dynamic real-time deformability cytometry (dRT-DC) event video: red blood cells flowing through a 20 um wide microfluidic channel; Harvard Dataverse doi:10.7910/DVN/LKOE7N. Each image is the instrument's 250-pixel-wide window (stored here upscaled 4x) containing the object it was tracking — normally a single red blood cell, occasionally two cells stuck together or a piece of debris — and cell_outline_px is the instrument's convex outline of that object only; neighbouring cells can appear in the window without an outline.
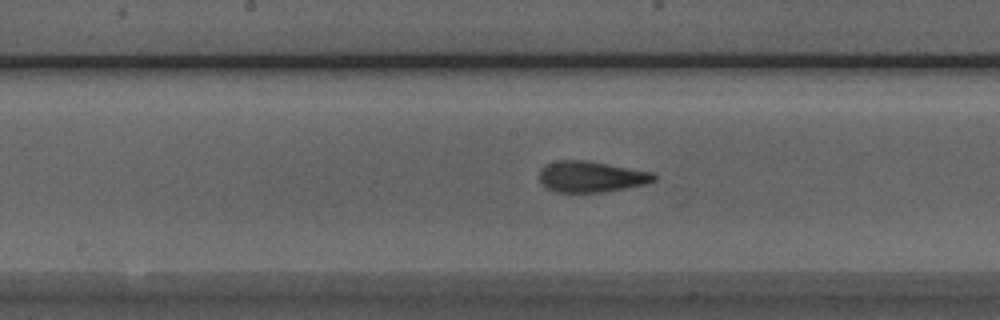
{"species": "Egyptian fruit bat (a non-hibernating species)", "species_latin": "Rousettus aegyptiacus", "temperature_condition": "room temperature", "stored_images_in_passage": 39, "camera_frame_rate_fps": 3000, "um_per_image_px": 0.085, "animal": {"sex": "male"}, "frame": {"image": 1, "passage_image": 14, "time_ms": 4.333, "image_size_px": [1000, 320], "cell_outline_px": [[656, 180], [644, 184], [604, 192], [556, 192], [544, 188], [540, 180], [540, 172], [544, 164], [560, 160], [584, 160], [652, 172], [656, 176]], "centroid_in_image_um": [50.2, 15.02], "position_along_channel_um": 198.0, "area_um2": 20.58}}
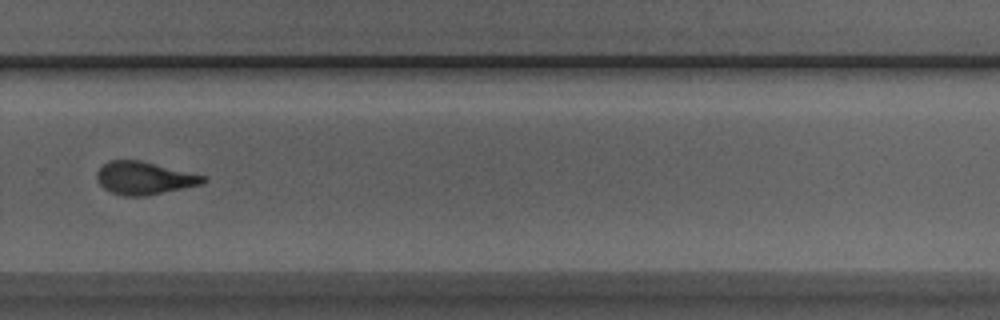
{"frame": {"image": 2, "passage_image": 23, "time_ms": 7.333, "image_size_px": [1000, 320], "cell_outline_px": [[208, 180], [204, 184], [144, 196], [124, 196], [112, 192], [104, 188], [96, 180], [96, 172], [108, 160], [140, 160], [208, 176]], "centroid_in_image_um": [12.29, 15.13], "position_along_channel_um": 317.5, "area_um2": 20.46}}
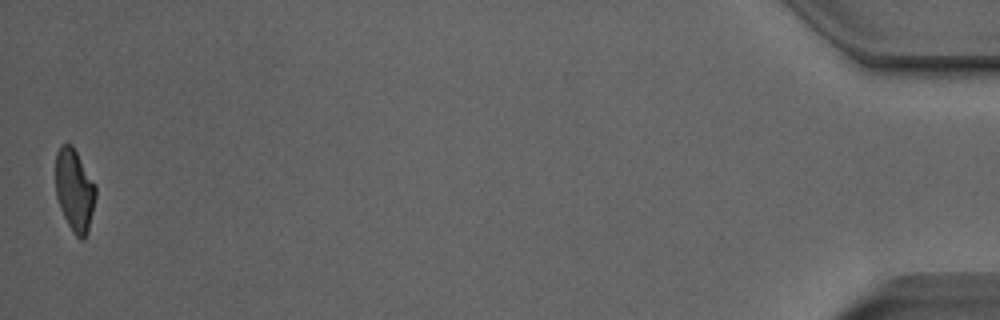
{"frame": {"image": 3, "passage_image": 39, "time_ms": 12.667, "image_size_px": [1000, 320], "cell_outline_px": [[96, 196], [88, 232], [84, 240], [80, 240], [72, 232], [60, 208], [56, 196], [56, 152], [60, 144], [72, 144], [96, 184]], "centroid_in_image_um": [6.34, 16.17], "position_along_channel_um": 428.9, "area_um2": 19.48}, "authors_computed_cell_mechanics": {"area_um2": 20.6346, "velocity_mm_per_s": 4.0038, "shape_relaxation_time_tau1_ms": null, "shape_relaxation_time_tau2_ms": 1.37, "deformation_change_tau1": null, "deformation_change_tau2": 0.0908}}